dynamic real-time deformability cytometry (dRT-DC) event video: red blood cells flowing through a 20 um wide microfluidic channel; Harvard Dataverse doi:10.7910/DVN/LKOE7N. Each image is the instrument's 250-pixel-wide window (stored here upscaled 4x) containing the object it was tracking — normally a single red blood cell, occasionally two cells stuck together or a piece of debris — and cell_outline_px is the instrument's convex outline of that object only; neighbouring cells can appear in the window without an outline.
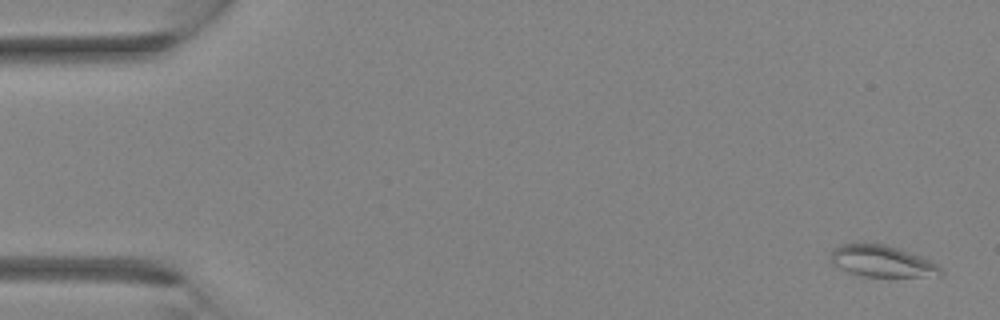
{"species": "Egyptian fruit bat (a non-hibernating species)", "species_latin": "Rousettus aegyptiacus", "temperature_condition": "room temperature", "stored_images_in_passage": 4, "camera_frame_rate_fps": 3000, "um_per_image_px": 0.085, "animal": {"sex": "female"}, "frame": {"image": 1, "passage_image": 1, "time_ms": 0.0, "image_size_px": [1000, 320], "cell_outline_px": [[940, 276], [864, 276], [840, 268], [832, 260], [832, 248], [844, 244], [884, 244], [908, 252], [928, 260], [936, 264], [940, 268]], "centroid_in_image_um": [74.97, 22.2], "position_along_channel_um": 10.0, "area_um2": 19.31}}